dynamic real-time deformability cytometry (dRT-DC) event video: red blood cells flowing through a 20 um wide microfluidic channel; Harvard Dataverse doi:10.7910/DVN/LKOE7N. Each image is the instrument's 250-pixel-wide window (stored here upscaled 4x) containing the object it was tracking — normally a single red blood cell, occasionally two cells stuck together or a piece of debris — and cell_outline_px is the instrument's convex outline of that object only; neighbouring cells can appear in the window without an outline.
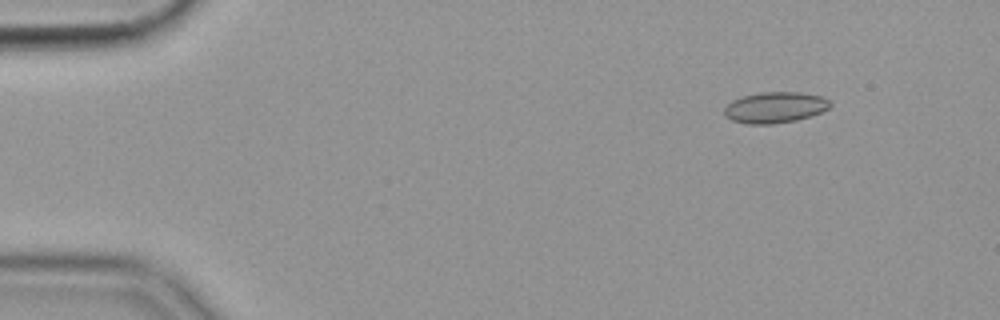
{"species": "common noctule bat (a hibernating species)", "species_latin": "Nyctalus noctula", "temperature_condition": "cold", "stored_images_in_passage": 57, "camera_frame_rate_fps": 3000, "um_per_image_px": 0.085, "animal": {"sex": "female", "body_mass_g": 19.9}, "frame": {"image": 1, "passage_image": 7, "time_ms": 2.0, "image_size_px": [1000, 320], "cell_outline_px": [[832, 104], [828, 108], [812, 116], [796, 120], [772, 124], [748, 124], [732, 120], [724, 116], [724, 108], [732, 100], [744, 96], [760, 92], [800, 92], [820, 96], [828, 100]], "centroid_in_image_um": [65.86, 9.13], "position_along_channel_um": 19.1, "area_um2": 19.07}}
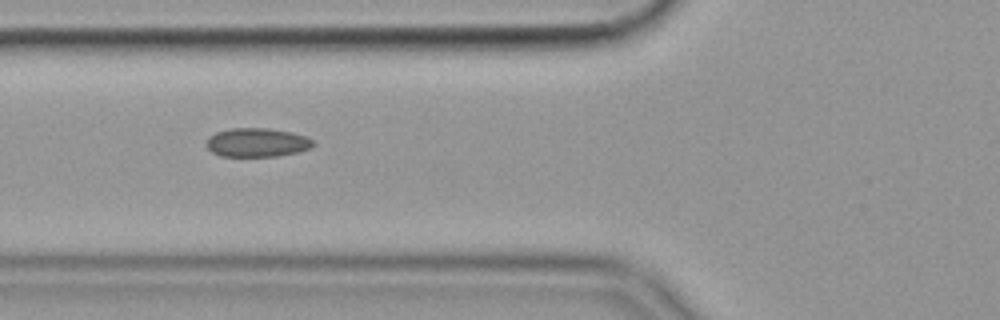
{"frame": {"image": 2, "passage_image": 22, "time_ms": 7.0, "image_size_px": [1000, 320], "cell_outline_px": [[316, 144], [312, 148], [296, 152], [276, 156], [220, 156], [212, 152], [204, 144], [208, 136], [216, 132], [232, 128], [268, 128], [292, 132], [308, 136]], "centroid_in_image_um": [21.85, 12.1], "position_along_channel_um": 104.0, "area_um2": 18.15}}
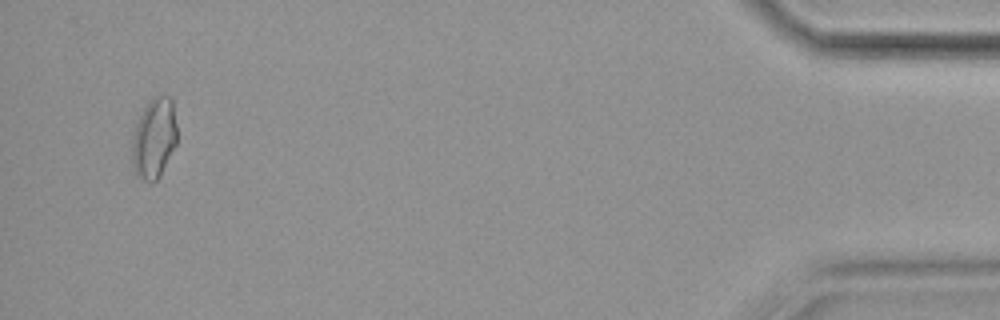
{"frame": {"image": 3, "passage_image": 55, "time_ms": 18.0, "image_size_px": [1000, 320], "cell_outline_px": [[176, 144], [160, 176], [152, 184], [140, 180], [136, 176], [132, 168], [132, 136], [136, 124], [148, 100], [152, 96], [168, 96], [172, 100], [176, 124]], "centroid_in_image_um": [13.07, 11.8], "position_along_channel_um": 422.1, "area_um2": 21.33}, "authors_computed_cell_mechanics": {"area_um2": 18.2648, "velocity_mm_per_s": 3.5742, "shape_relaxation_time_tau1_ms": null, "shape_relaxation_time_tau2_ms": 2.0388, "deformation_change_tau1": null, "deformation_change_tau2": 0.0685}}